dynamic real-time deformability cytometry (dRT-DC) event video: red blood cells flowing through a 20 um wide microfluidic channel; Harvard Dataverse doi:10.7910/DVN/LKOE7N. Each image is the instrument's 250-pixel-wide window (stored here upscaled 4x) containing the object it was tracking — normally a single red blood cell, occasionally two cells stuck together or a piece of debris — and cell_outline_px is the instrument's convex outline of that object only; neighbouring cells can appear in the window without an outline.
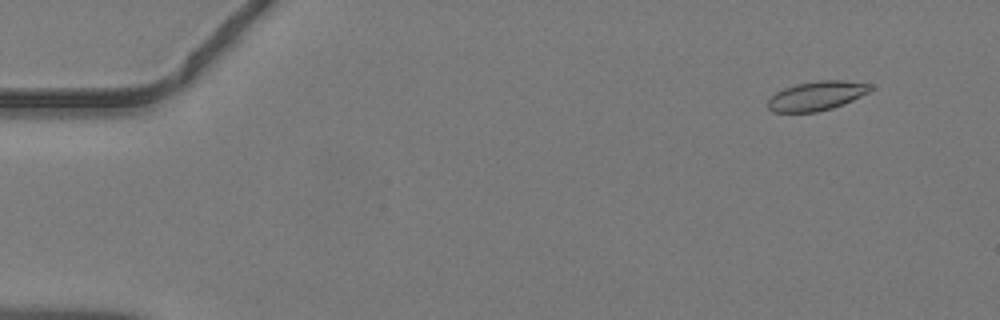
{"species": "common noctule bat (a hibernating species)", "species_latin": "Nyctalus noctula", "temperature_condition": "warm", "stored_images_in_passage": 48, "camera_frame_rate_fps": 3000, "um_per_image_px": 0.085, "animal": {"sex": "male", "body_mass_g": 19.2, "forearm_length_mm": 51.8}, "frame": {"image": 1, "passage_image": 5, "time_ms": 1.333, "image_size_px": [1000, 320], "cell_outline_px": [[872, 88], [868, 92], [844, 104], [832, 108], [816, 112], [772, 112], [768, 108], [768, 100], [776, 92], [784, 88], [796, 84], [816, 80], [844, 80], [872, 84]], "centroid_in_image_um": [69.41, 8.14], "position_along_channel_um": 15.6, "area_um2": 17.46}}
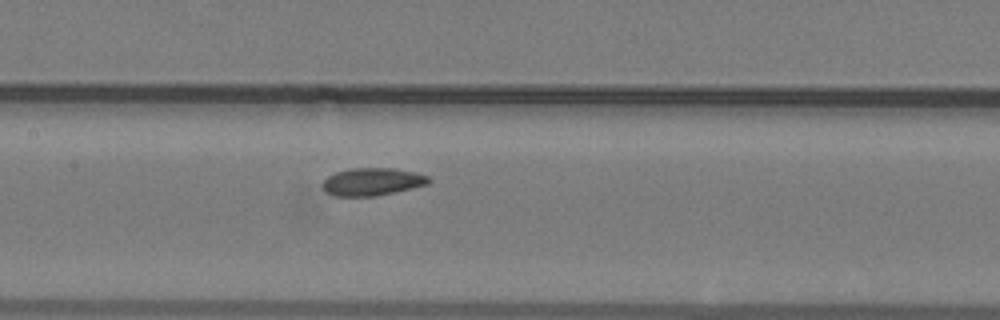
{"frame": {"image": 2, "passage_image": 24, "time_ms": 7.667, "image_size_px": [1000, 320], "cell_outline_px": [[432, 180], [428, 184], [412, 188], [376, 196], [332, 196], [324, 192], [320, 188], [320, 184], [328, 176], [336, 172], [352, 168], [396, 168], [416, 172], [428, 176]], "centroid_in_image_um": [31.6, 15.45], "position_along_channel_um": 175.8, "area_um2": 17.4}}
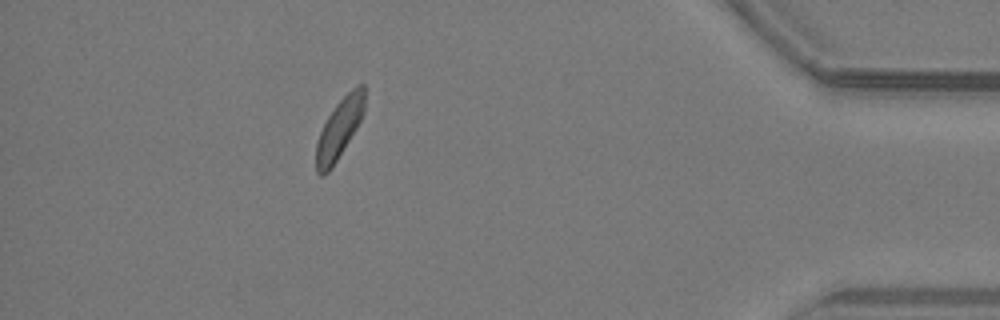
{"frame": {"image": 3, "passage_image": 43, "time_ms": 14.0, "image_size_px": [1000, 320], "cell_outline_px": [[364, 112], [356, 128], [332, 168], [324, 176], [320, 176], [316, 172], [316, 144], [320, 132], [328, 116], [336, 104], [356, 84], [364, 84]], "centroid_in_image_um": [28.83, 10.95], "position_along_channel_um": 406.4, "area_um2": 16.7}}